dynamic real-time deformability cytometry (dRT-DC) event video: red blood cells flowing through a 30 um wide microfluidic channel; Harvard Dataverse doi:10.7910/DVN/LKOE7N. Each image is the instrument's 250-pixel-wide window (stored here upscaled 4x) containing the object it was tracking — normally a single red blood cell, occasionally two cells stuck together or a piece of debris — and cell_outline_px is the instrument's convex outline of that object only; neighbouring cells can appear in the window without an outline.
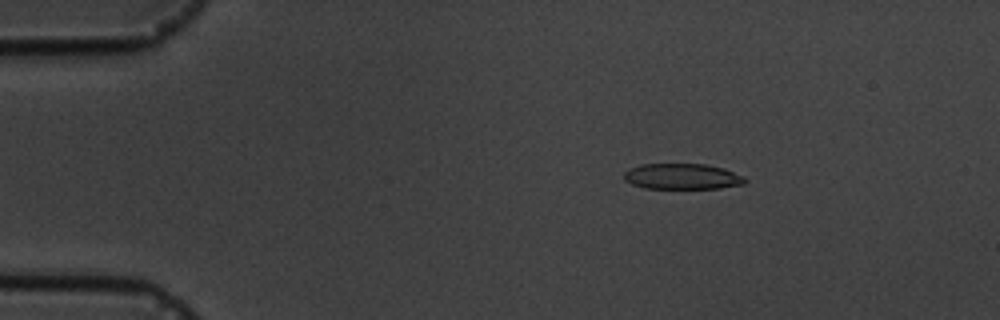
{"species": "common noctule bat (a hibernating species)", "species_latin": "Nyctalus noctula", "temperature_condition": "cold", "stored_images_in_passage": 5, "camera_frame_rate_fps": 3000, "um_per_image_px": 0.085, "animal": {"sex": "male", "body_mass_g": 19.5, "forearm_length_mm": 54.6}, "frame": {"image": 1, "passage_image": 3, "time_ms": 2.333, "image_size_px": [1000, 320], "cell_outline_px": [[748, 180], [744, 184], [720, 188], [644, 188], [632, 184], [624, 180], [624, 172], [640, 164], [704, 164], [724, 168], [744, 176]], "centroid_in_image_um": [58.01, 15.0], "position_along_channel_um": 27.0, "area_um2": 18.15}}